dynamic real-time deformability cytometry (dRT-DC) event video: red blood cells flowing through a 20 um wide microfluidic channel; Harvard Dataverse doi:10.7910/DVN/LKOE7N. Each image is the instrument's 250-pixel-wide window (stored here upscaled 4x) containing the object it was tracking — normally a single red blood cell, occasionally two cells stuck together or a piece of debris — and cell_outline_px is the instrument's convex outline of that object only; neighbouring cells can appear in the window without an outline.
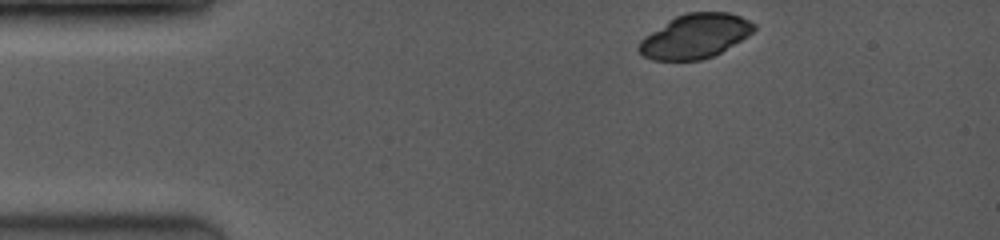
{"species": "common noctule bat (a hibernating species)", "species_latin": "Nyctalus noctula", "temperature_condition": "room temperature", "stored_images_in_passage": 3, "camera_frame_rate_fps": 3500, "um_per_image_px": 0.085, "animal": {"sex": "female", "body_mass_g": 19.0, "forearm_length_mm": 53.3}, "frame": {"image": 1, "passage_image": 1, "time_ms": 0.0, "image_size_px": [1000, 240], "cell_outline_px": [[756, 28], [748, 36], [720, 52], [712, 56], [700, 60], [652, 60], [644, 56], [636, 48], [640, 40], [676, 16], [688, 12], [728, 12], [740, 16], [756, 24]], "centroid_in_image_um": [59.1, 3.07], "position_along_channel_um": 25.9, "area_um2": 29.3}}